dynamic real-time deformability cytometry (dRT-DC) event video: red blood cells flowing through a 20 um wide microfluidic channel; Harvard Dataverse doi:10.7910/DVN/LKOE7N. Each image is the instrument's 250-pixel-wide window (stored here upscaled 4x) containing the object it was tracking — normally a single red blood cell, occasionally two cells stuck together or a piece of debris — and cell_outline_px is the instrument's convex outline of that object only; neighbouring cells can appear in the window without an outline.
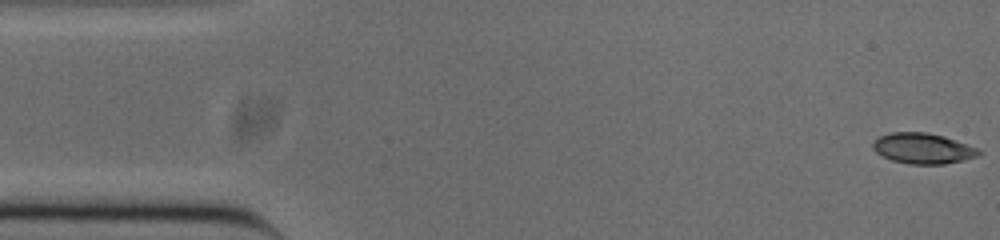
{"species": "common noctule bat (a hibernating species)", "species_latin": "Nyctalus noctula", "temperature_condition": "cold", "stored_images_in_passage": 52, "camera_frame_rate_fps": 3000, "um_per_image_px": 0.085, "animal": {"sex": "male", "body_mass_g": 20.0, "forearm_length_mm": 53.3}, "frame": {"image": 1, "passage_image": 1, "time_ms": 0.0, "image_size_px": [1000, 240], "cell_outline_px": [[984, 152], [980, 156], [964, 160], [944, 164], [908, 164], [892, 160], [876, 152], [872, 148], [872, 144], [880, 136], [892, 132], [928, 132], [944, 136], [976, 148]], "centroid_in_image_um": [78.47, 12.62], "position_along_channel_um": 6.5, "area_um2": 18.84}}
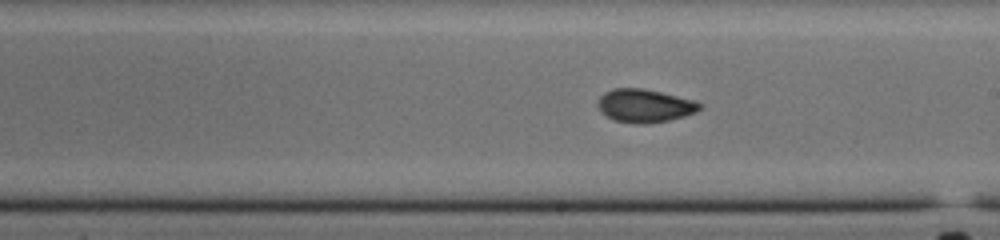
{"frame": {"image": 2, "passage_image": 28, "time_ms": 9.0, "image_size_px": [1000, 240], "cell_outline_px": [[704, 108], [696, 112], [684, 116], [668, 120], [648, 124], [636, 124], [616, 120], [600, 112], [596, 104], [600, 96], [604, 92], [612, 88], [644, 88], [696, 100], [704, 104]], "centroid_in_image_um": [54.83, 8.98], "position_along_channel_um": 234.2, "area_um2": 20.06}}
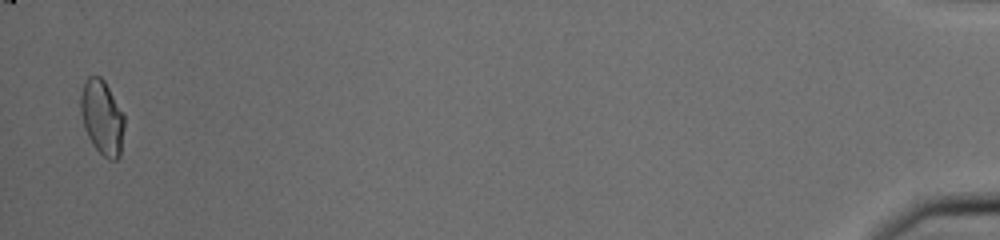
{"frame": {"image": 3, "passage_image": 51, "time_ms": 16.667, "image_size_px": [1000, 240], "cell_outline_px": [[124, 128], [120, 156], [116, 160], [108, 160], [92, 144], [84, 128], [80, 112], [80, 96], [84, 80], [88, 76], [100, 76], [104, 80], [124, 112]], "centroid_in_image_um": [8.68, 9.96], "position_along_channel_um": 426.5, "area_um2": 19.31}, "authors_computed_cell_mechanics": {"area_um2": 19.074, "velocity_mm_per_s": 3.8542, "shape_relaxation_time_tau1_ms": 6.0059, "shape_relaxation_time_tau2_ms": 1.6597, "deformation_change_tau1": 0.138, "deformation_change_tau2": 0.0573}}